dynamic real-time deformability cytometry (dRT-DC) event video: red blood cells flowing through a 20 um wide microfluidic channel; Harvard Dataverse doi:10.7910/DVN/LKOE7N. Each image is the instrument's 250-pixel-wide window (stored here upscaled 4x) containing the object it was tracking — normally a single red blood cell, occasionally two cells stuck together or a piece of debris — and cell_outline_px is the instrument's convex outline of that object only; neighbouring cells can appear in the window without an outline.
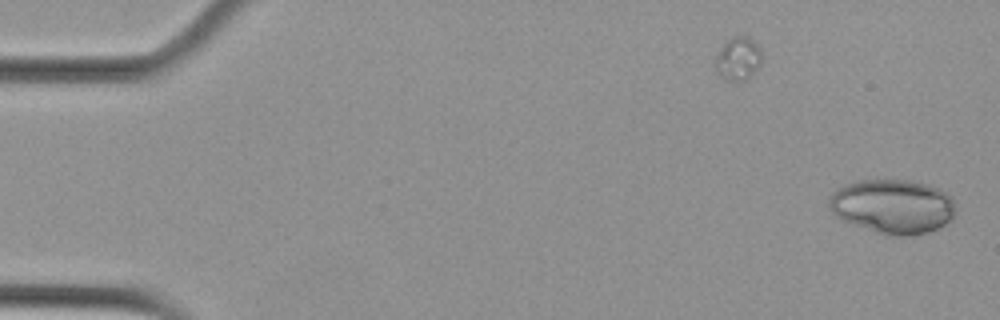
{"species": "Egyptian fruit bat (a non-hibernating species)", "species_latin": "Rousettus aegyptiacus", "temperature_condition": "cold", "stored_images_in_passage": 2, "camera_frame_rate_fps": 3000, "um_per_image_px": 0.085, "animal": {"sex": "female"}, "frame": {"image": 1, "passage_image": 2, "time_ms": 0.333, "image_size_px": [1000, 320], "cell_outline_px": [[956, 212], [952, 220], [940, 228], [916, 236], [888, 236], [876, 232], [844, 220], [836, 216], [828, 208], [828, 200], [832, 192], [844, 184], [860, 180], [912, 180], [940, 188], [952, 196], [956, 208]], "centroid_in_image_um": [75.92, 17.55], "position_along_channel_um": 9.1, "area_um2": 40.69}}